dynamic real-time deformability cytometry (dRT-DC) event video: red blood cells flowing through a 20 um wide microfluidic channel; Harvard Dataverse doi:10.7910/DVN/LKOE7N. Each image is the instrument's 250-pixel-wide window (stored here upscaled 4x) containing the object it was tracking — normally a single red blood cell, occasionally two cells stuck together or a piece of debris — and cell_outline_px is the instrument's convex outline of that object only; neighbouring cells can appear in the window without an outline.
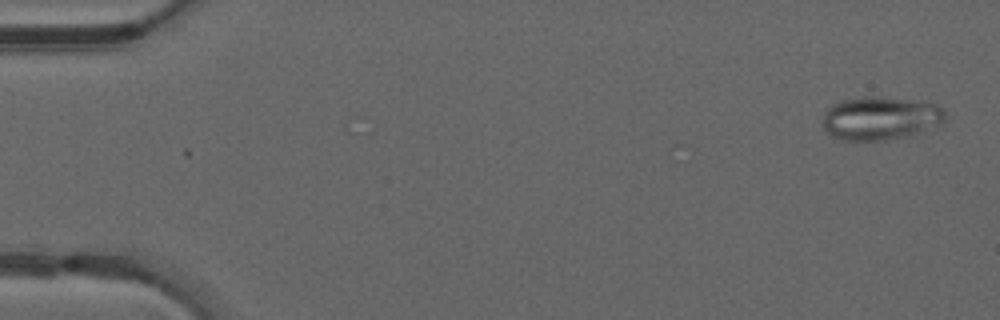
{"species": "common noctule bat (a hibernating species)", "species_latin": "Nyctalus noctula", "temperature_condition": "warm", "stored_images_in_passage": 2, "camera_frame_rate_fps": 3000, "um_per_image_px": 0.085, "animal": {"sex": "male", "forearm_length_mm": 52.5}, "frame": {"image": 1, "passage_image": 1, "time_ms": 0.0, "image_size_px": [1000, 320], "cell_outline_px": [[944, 120], [908, 136], [884, 140], [844, 140], [832, 136], [824, 128], [824, 112], [832, 104], [844, 100], [864, 96], [872, 96], [936, 104], [944, 108]], "centroid_in_image_um": [74.77, 10.05], "position_along_channel_um": 10.2, "area_um2": 30.11}}